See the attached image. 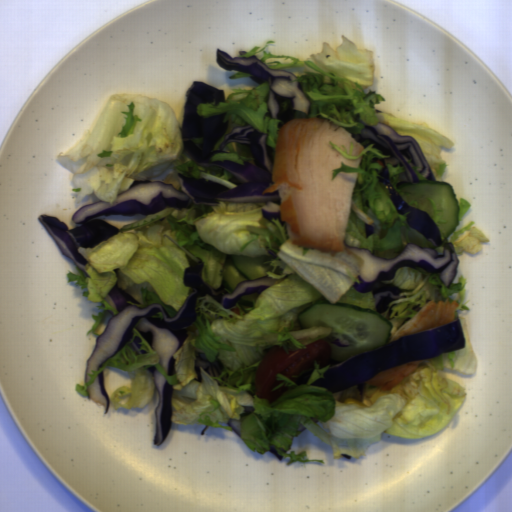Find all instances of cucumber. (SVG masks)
Segmentation results:
<instances>
[{
    "instance_id": "obj_4",
    "label": "cucumber",
    "mask_w": 512,
    "mask_h": 512,
    "mask_svg": "<svg viewBox=\"0 0 512 512\" xmlns=\"http://www.w3.org/2000/svg\"><path fill=\"white\" fill-rule=\"evenodd\" d=\"M409 243H414L420 248H435V243L429 241L426 237H424L419 230L411 229L407 233Z\"/></svg>"
},
{
    "instance_id": "obj_2",
    "label": "cucumber",
    "mask_w": 512,
    "mask_h": 512,
    "mask_svg": "<svg viewBox=\"0 0 512 512\" xmlns=\"http://www.w3.org/2000/svg\"><path fill=\"white\" fill-rule=\"evenodd\" d=\"M397 192L409 206L426 211L432 218L434 210L428 198L433 199L437 210H442L440 220L447 221L438 223L442 243L459 227L461 207L450 183L443 180L405 182L397 185Z\"/></svg>"
},
{
    "instance_id": "obj_3",
    "label": "cucumber",
    "mask_w": 512,
    "mask_h": 512,
    "mask_svg": "<svg viewBox=\"0 0 512 512\" xmlns=\"http://www.w3.org/2000/svg\"><path fill=\"white\" fill-rule=\"evenodd\" d=\"M273 256H259L248 258L239 255L227 257L222 270L221 280L231 293L241 282L253 281L263 278L273 267L266 261H271Z\"/></svg>"
},
{
    "instance_id": "obj_1",
    "label": "cucumber",
    "mask_w": 512,
    "mask_h": 512,
    "mask_svg": "<svg viewBox=\"0 0 512 512\" xmlns=\"http://www.w3.org/2000/svg\"><path fill=\"white\" fill-rule=\"evenodd\" d=\"M297 321L301 329L332 330L321 341L329 345L330 359L337 363L389 343L394 326L375 310L343 301L314 303L297 314Z\"/></svg>"
},
{
    "instance_id": "obj_5",
    "label": "cucumber",
    "mask_w": 512,
    "mask_h": 512,
    "mask_svg": "<svg viewBox=\"0 0 512 512\" xmlns=\"http://www.w3.org/2000/svg\"><path fill=\"white\" fill-rule=\"evenodd\" d=\"M259 295L260 293H253V294H249V295H246V296H242L238 303L241 307V309L246 313V312H249V311H252L254 306H255V303L256 301L258 300L259 298Z\"/></svg>"
}]
</instances>
